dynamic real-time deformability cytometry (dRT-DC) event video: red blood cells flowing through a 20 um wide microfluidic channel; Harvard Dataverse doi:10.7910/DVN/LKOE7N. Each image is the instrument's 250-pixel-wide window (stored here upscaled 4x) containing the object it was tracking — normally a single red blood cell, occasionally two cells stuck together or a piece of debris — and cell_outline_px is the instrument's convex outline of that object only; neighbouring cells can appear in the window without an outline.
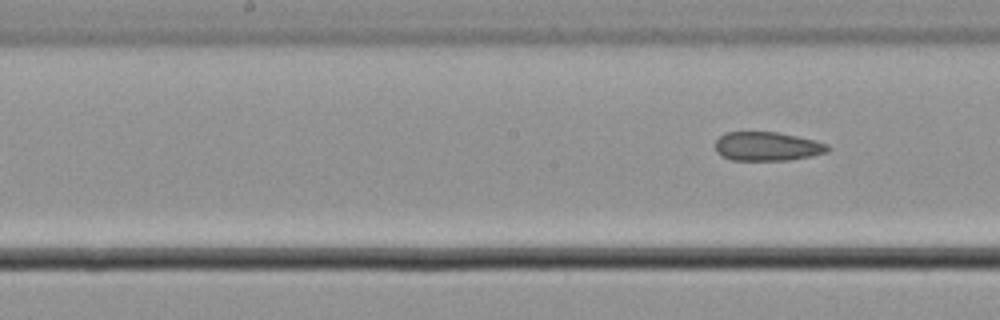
{"species": "common noctule bat (a hibernating species)", "species_latin": "Nyctalus noctula", "temperature_condition": "cold", "stored_images_in_passage": 8, "camera_frame_rate_fps": 3000, "um_per_image_px": 0.085, "animal": {"sex": "male", "body_mass_g": 21.5, "forearm_length_mm": 52.0}, "frame": {"image": 1, "passage_image": 8, "time_ms": 2.333, "image_size_px": [1000, 320], "cell_outline_px": [[832, 148], [828, 152], [812, 156], [788, 160], [732, 160], [716, 152], [716, 140], [724, 132], [776, 132], [796, 136], [828, 144]], "centroid_in_image_um": [65.23, 12.44], "position_along_channel_um": 183.0, "area_um2": 18.9}}